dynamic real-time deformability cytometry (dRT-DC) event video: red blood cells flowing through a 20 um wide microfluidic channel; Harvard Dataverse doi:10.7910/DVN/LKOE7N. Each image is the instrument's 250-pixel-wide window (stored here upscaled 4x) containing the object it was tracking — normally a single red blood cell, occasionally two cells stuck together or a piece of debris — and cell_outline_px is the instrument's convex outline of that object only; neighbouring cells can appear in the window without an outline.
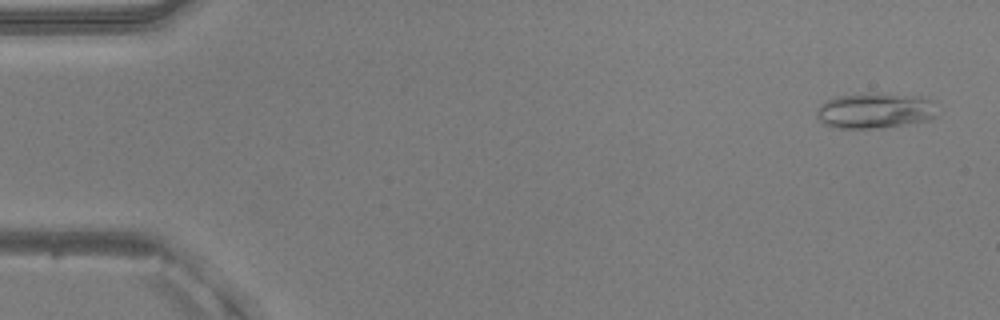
{"species": "common noctule bat (a hibernating species)", "species_latin": "Nyctalus noctula", "temperature_condition": "warm", "stored_images_in_passage": 51, "camera_frame_rate_fps": 3000, "um_per_image_px": 0.085, "animal": {"sex": "male", "body_mass_g": 20.5, "forearm_length_mm": 52.5}, "frame": {"image": 1, "passage_image": 2, "time_ms": 0.333, "image_size_px": [1000, 320], "cell_outline_px": [[936, 116], [932, 120], [880, 128], [832, 128], [824, 124], [816, 116], [816, 112], [820, 104], [836, 96], [924, 96], [932, 100]], "centroid_in_image_um": [74.37, 9.46], "position_along_channel_um": 10.6, "area_um2": 24.1}}
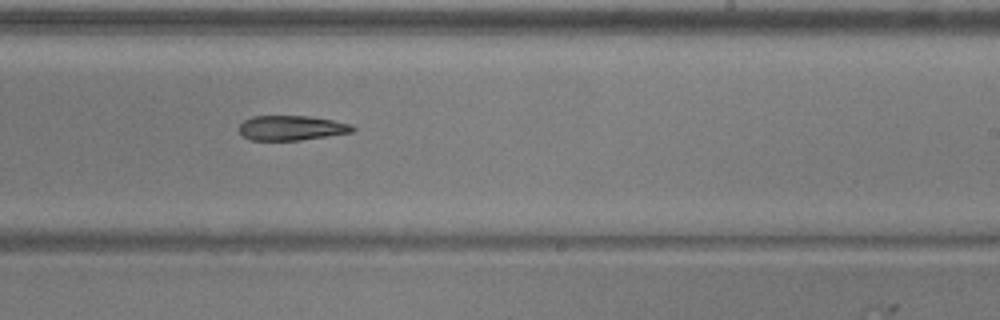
{"frame": {"image": 2, "passage_image": 31, "time_ms": 10.0, "image_size_px": [1000, 320], "cell_outline_px": [[356, 128], [352, 132], [300, 140], [248, 140], [240, 136], [240, 124], [244, 120], [252, 116], [308, 116], [332, 120], [352, 124]], "centroid_in_image_um": [24.74, 10.87], "position_along_channel_um": 264.3, "area_um2": 16.42}}
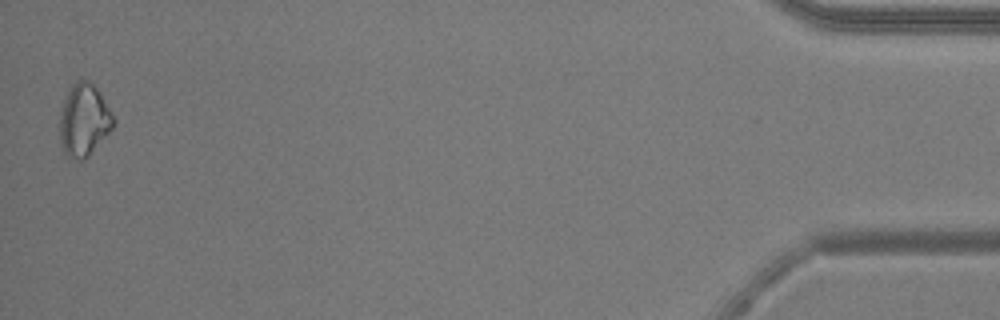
{"frame": {"image": 3, "passage_image": 50, "time_ms": 16.333, "image_size_px": [1000, 320], "cell_outline_px": [[116, 124], [88, 156], [84, 160], [76, 160], [68, 156], [64, 152], [60, 140], [60, 112], [64, 100], [72, 84], [76, 80], [88, 80], [100, 92], [112, 112], [116, 120]], "centroid_in_image_um": [7.15, 10.21], "position_along_channel_um": 428.0, "area_um2": 22.6}}